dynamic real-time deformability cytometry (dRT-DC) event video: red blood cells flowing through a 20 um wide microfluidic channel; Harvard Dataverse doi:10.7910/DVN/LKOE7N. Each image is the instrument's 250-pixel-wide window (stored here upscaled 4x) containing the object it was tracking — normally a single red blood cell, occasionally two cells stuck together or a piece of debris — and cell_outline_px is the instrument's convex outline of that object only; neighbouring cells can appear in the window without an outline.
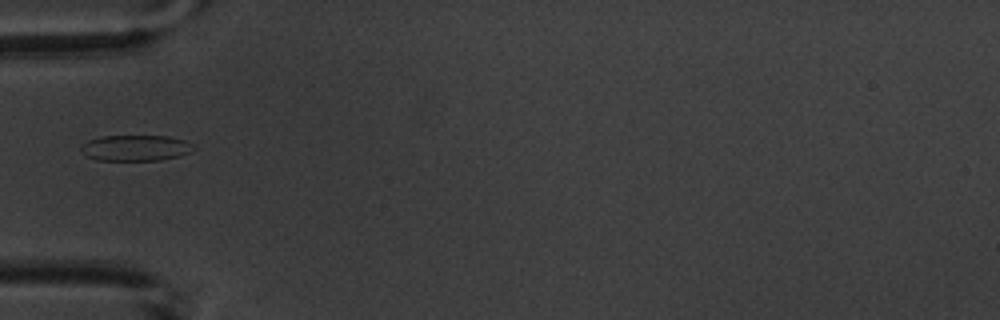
{"species": "common noctule bat (a hibernating species)", "species_latin": "Nyctalus noctula", "temperature_condition": "warm", "stored_images_in_passage": 5, "camera_frame_rate_fps": 3000, "um_per_image_px": 0.085, "animal": {"sex": "male", "body_mass_g": 20.1, "forearm_length_mm": 53.5}, "frame": {"image": 1, "passage_image": 5, "time_ms": 5.667, "image_size_px": [1000, 320], "cell_outline_px": [[196, 148], [180, 156], [160, 160], [96, 160], [80, 152], [80, 148], [88, 140], [100, 136], [168, 136], [184, 140], [196, 144]], "centroid_in_image_um": [11.55, 12.57], "position_along_channel_um": 73.5, "area_um2": 17.05}}